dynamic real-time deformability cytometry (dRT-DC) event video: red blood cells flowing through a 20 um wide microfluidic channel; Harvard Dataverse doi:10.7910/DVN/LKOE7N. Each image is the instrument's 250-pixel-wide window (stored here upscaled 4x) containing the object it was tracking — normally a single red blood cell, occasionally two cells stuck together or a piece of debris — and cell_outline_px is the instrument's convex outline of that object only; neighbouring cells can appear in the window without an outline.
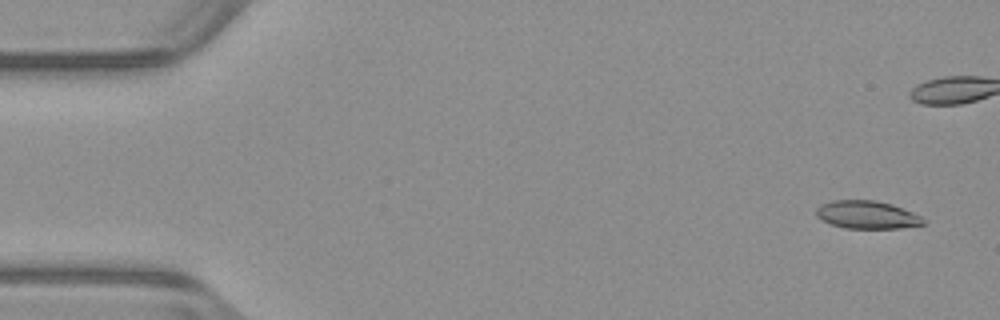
{"species": "common noctule bat (a hibernating species)", "species_latin": "Nyctalus noctula", "temperature_condition": "warm", "stored_images_in_passage": 52, "camera_frame_rate_fps": 3000, "um_per_image_px": 0.085, "animal": {"sex": "male", "body_mass_g": 23.1, "forearm_length_mm": 52.7}, "frame": {"image": 1, "passage_image": 1, "time_ms": 0.0, "image_size_px": [1000, 320], "cell_outline_px": [[924, 224], [900, 228], [844, 228], [820, 220], [816, 216], [816, 208], [820, 204], [832, 200], [876, 200], [892, 204], [912, 212], [920, 216], [924, 220]], "centroid_in_image_um": [73.65, 18.25], "position_along_channel_um": 11.4, "area_um2": 17.46}}
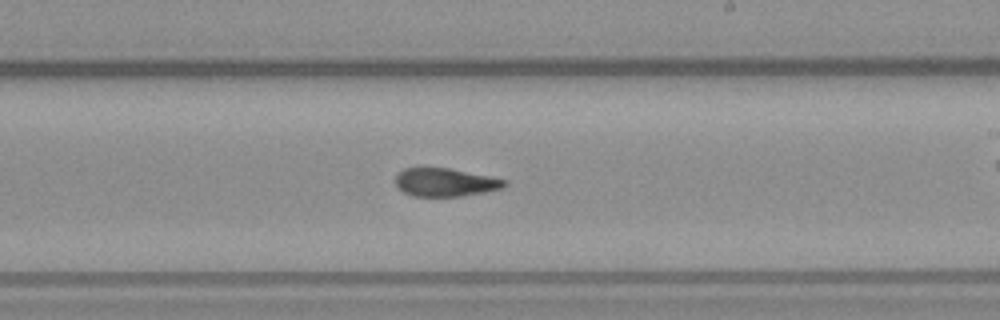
{"frame": {"image": 2, "passage_image": 29, "time_ms": 9.333, "image_size_px": [1000, 320], "cell_outline_px": [[508, 184], [500, 188], [484, 192], [460, 196], [412, 196], [404, 192], [396, 184], [396, 176], [404, 168], [448, 168], [508, 180]], "centroid_in_image_um": [37.85, 15.5], "position_along_channel_um": 251.2, "area_um2": 17.63}}
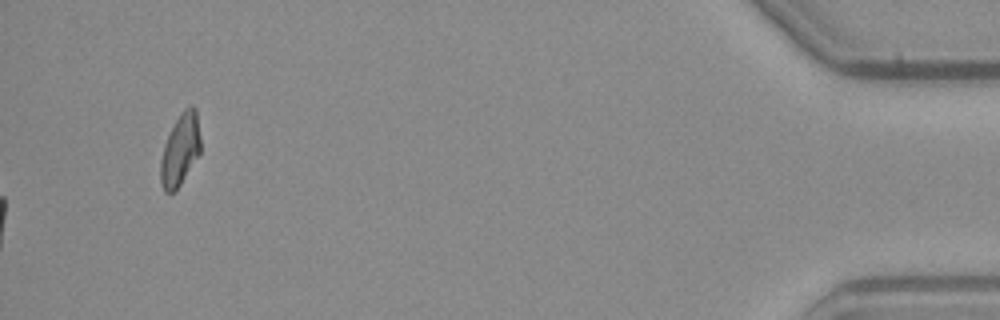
{"frame": {"image": 3, "passage_image": 52, "time_ms": 17.0, "image_size_px": [1000, 320], "cell_outline_px": [[200, 152], [176, 192], [164, 192], [160, 184], [160, 160], [164, 144], [180, 112], [184, 108], [192, 104], [196, 108], [200, 136]], "centroid_in_image_um": [15.31, 12.74], "position_along_channel_um": 419.9, "area_um2": 16.82}, "authors_computed_cell_mechanics": {"area_um2": 18.6405, "velocity_mm_per_s": 3.9587, "shape_relaxation_time_tau1_ms": 10.2511, "shape_relaxation_time_tau2_ms": 2.8912, "deformation_change_tau1": 0.2697, "deformation_change_tau2": 0.0869}}